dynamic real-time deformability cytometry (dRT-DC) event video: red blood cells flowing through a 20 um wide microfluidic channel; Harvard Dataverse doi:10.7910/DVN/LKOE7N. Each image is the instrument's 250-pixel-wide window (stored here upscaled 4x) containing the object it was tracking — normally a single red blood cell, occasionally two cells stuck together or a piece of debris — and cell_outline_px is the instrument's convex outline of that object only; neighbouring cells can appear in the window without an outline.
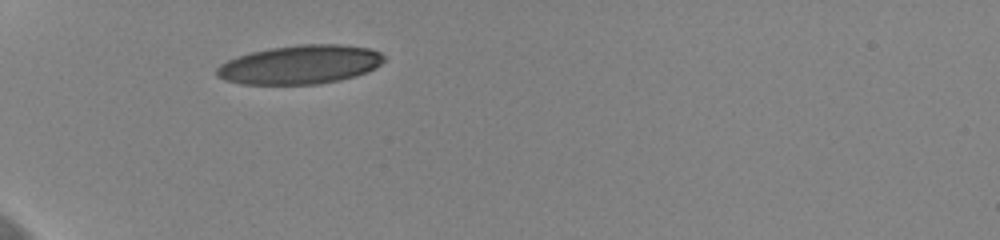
{"species": "human", "species_latin": "Homo sapiens", "temperature_condition": "cold", "stored_images_in_passage": 2, "camera_frame_rate_fps": 3000, "um_per_image_px": 0.085, "donor": {"sex": "female"}, "frame": {"image": 1, "passage_image": 1, "time_ms": 0.0, "image_size_px": [1000, 240], "cell_outline_px": [[384, 60], [376, 68], [368, 72], [356, 76], [340, 80], [320, 84], [240, 84], [224, 80], [216, 76], [216, 68], [220, 64], [236, 56], [268, 48], [300, 44], [340, 44], [368, 48], [380, 52], [384, 56]], "centroid_in_image_um": [25.5, 5.49], "position_along_channel_um": 59.5, "area_um2": 38.15}}